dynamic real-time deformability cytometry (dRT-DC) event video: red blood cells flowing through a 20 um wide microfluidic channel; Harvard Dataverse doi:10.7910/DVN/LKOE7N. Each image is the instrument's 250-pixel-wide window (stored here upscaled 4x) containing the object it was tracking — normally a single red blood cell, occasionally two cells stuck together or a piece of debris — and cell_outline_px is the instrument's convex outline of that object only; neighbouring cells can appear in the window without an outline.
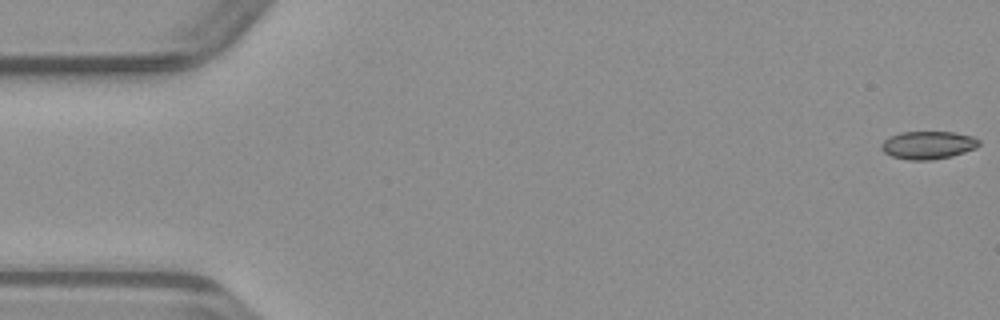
{"species": "common noctule bat (a hibernating species)", "species_latin": "Nyctalus noctula", "temperature_condition": "warm", "stored_images_in_passage": 46, "camera_frame_rate_fps": 3000, "um_per_image_px": 0.085, "animal": {"sex": "male", "body_mass_g": 23.1, "forearm_length_mm": 52.7}, "frame": {"image": 1, "passage_image": 1, "time_ms": 0.0, "image_size_px": [1000, 320], "cell_outline_px": [[980, 144], [976, 148], [952, 156], [932, 160], [908, 160], [892, 156], [884, 152], [880, 148], [880, 144], [888, 136], [900, 132], [956, 132], [972, 136], [980, 140]], "centroid_in_image_um": [78.87, 12.33], "position_along_channel_um": 6.1, "area_um2": 16.07}}
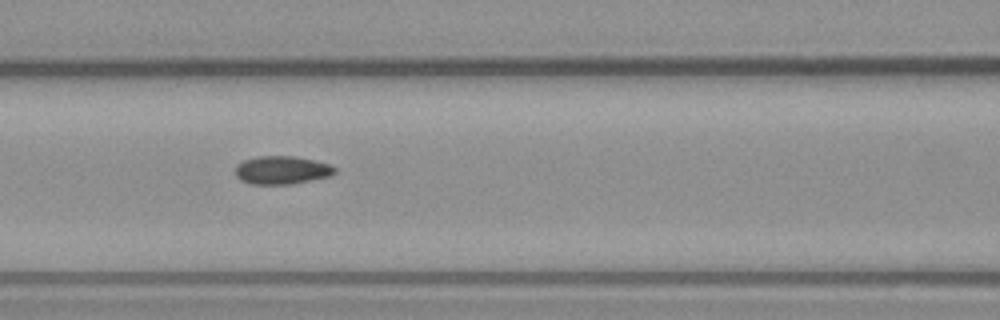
{"frame": {"image": 2, "passage_image": 21, "time_ms": 6.667, "image_size_px": [1000, 320], "cell_outline_px": [[336, 172], [332, 176], [292, 184], [248, 184], [240, 180], [236, 176], [236, 164], [244, 160], [256, 156], [292, 156], [332, 164], [336, 168]], "centroid_in_image_um": [23.96, 14.46], "position_along_channel_um": 142.6, "area_um2": 16.53}}
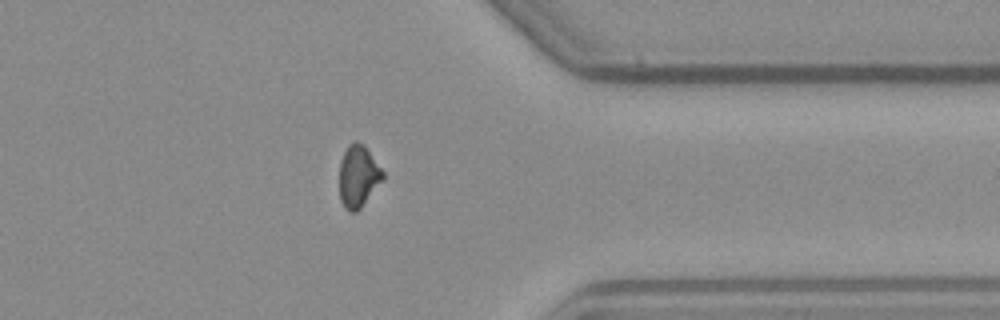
{"frame": {"image": 3, "passage_image": 39, "time_ms": 12.667, "image_size_px": [1000, 320], "cell_outline_px": [[384, 176], [360, 208], [356, 212], [348, 212], [344, 208], [340, 200], [340, 160], [348, 144], [352, 140], [356, 140], [364, 144], [384, 172]], "centroid_in_image_um": [30.42, 14.95], "position_along_channel_um": 381.0, "area_um2": 15.61}}